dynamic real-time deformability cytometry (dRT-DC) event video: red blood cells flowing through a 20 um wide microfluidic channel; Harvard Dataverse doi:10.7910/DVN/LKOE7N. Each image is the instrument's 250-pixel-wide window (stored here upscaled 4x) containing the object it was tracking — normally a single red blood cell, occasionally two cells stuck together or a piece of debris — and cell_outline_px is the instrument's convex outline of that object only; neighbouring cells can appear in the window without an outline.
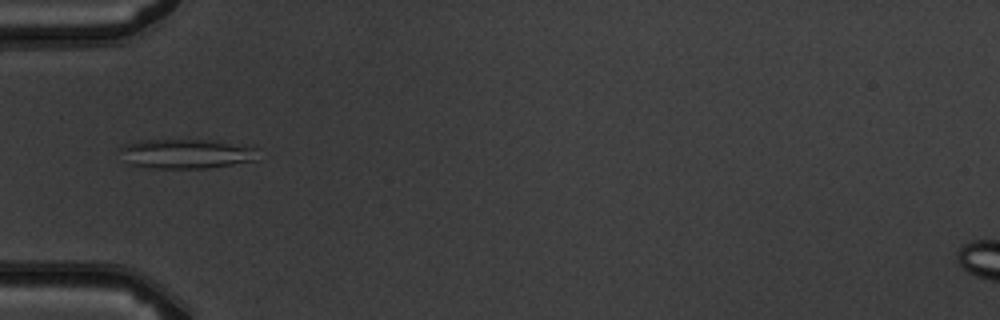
{"species": "common noctule bat (a hibernating species)", "species_latin": "Nyctalus noctula", "temperature_condition": "warm", "stored_images_in_passage": 3, "camera_frame_rate_fps": 3000, "um_per_image_px": 0.085, "animal": {"sex": "male", "body_mass_g": 19.5, "forearm_length_mm": 54.6}, "frame": {"image": 1, "passage_image": 2, "time_ms": 1.333, "image_size_px": [1000, 320], "cell_outline_px": [[256, 160], [208, 168], [152, 168], [128, 164], [116, 148], [124, 144], [144, 140], [212, 140], [256, 144]], "centroid_in_image_um": [15.86, 13.05], "position_along_channel_um": 69.1, "area_um2": 24.28}}
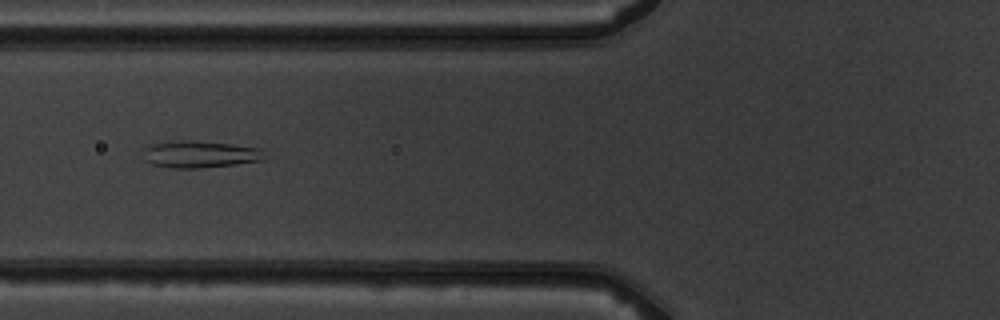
{"frame": {"image": 2, "passage_image": 3, "time_ms": 2.333, "image_size_px": [1000, 320], "cell_outline_px": [[264, 160], [236, 164], [200, 168], [172, 168], [152, 164], [144, 160], [140, 152], [144, 148], [152, 144], [188, 140], [232, 144], [260, 148]], "centroid_in_image_um": [16.93, 13.12], "position_along_channel_um": 108.9, "area_um2": 18.96}}